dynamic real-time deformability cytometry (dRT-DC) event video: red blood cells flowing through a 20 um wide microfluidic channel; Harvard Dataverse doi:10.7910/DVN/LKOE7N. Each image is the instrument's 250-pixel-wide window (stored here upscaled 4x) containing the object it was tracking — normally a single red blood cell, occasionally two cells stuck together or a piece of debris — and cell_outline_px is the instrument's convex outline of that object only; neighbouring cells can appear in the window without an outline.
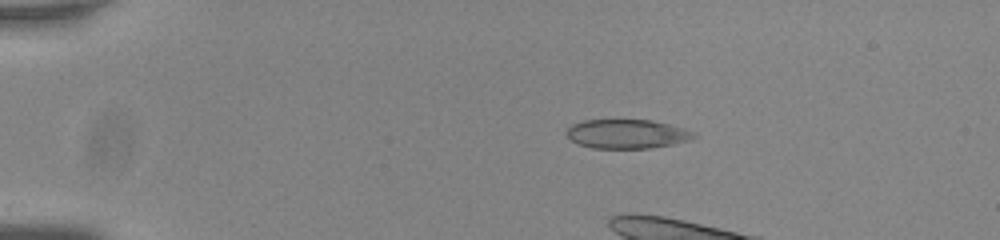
{"species": "common noctule bat (a hibernating species)", "species_latin": "Nyctalus noctula", "temperature_condition": "room temperature", "stored_images_in_passage": 12, "camera_frame_rate_fps": 3000, "um_per_image_px": 0.085, "animal": {"sex": "male", "body_mass_g": 20.0, "forearm_length_mm": 53.3}, "frame": {"image": 1, "passage_image": 1, "time_ms": 0.0, "image_size_px": [1000, 240], "cell_outline_px": [[696, 136], [688, 140], [672, 144], [652, 148], [592, 148], [576, 144], [564, 132], [572, 124], [584, 120], [652, 120], [684, 128], [692, 132]], "centroid_in_image_um": [53.24, 11.38], "position_along_channel_um": 31.8, "area_um2": 21.5}}
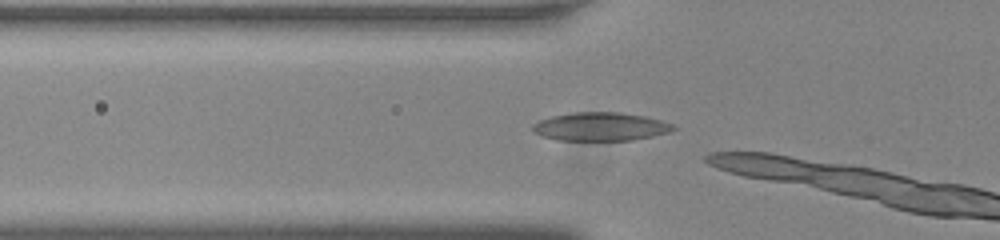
{"frame": {"image": 2, "passage_image": 10, "time_ms": 3.0, "image_size_px": [1000, 240], "cell_outline_px": [[676, 128], [672, 132], [632, 140], [560, 140], [540, 136], [532, 128], [532, 124], [540, 120], [552, 116], [576, 112], [620, 112], [644, 116], [660, 120], [672, 124]], "centroid_in_image_um": [51.06, 10.76], "position_along_channel_um": 74.7, "area_um2": 23.18}}